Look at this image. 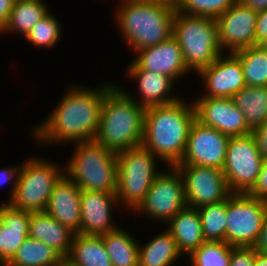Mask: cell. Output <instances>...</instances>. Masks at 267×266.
I'll use <instances>...</instances> for the list:
<instances>
[{
  "label": "cell",
  "mask_w": 267,
  "mask_h": 266,
  "mask_svg": "<svg viewBox=\"0 0 267 266\" xmlns=\"http://www.w3.org/2000/svg\"><path fill=\"white\" fill-rule=\"evenodd\" d=\"M105 82L98 88L68 86L51 114L31 130L37 145L76 144L95 139L105 94L115 85Z\"/></svg>",
  "instance_id": "obj_1"
},
{
  "label": "cell",
  "mask_w": 267,
  "mask_h": 266,
  "mask_svg": "<svg viewBox=\"0 0 267 266\" xmlns=\"http://www.w3.org/2000/svg\"><path fill=\"white\" fill-rule=\"evenodd\" d=\"M177 101L145 109L141 146L154 154L165 166L182 160L190 128L196 119L193 102Z\"/></svg>",
  "instance_id": "obj_2"
},
{
  "label": "cell",
  "mask_w": 267,
  "mask_h": 266,
  "mask_svg": "<svg viewBox=\"0 0 267 266\" xmlns=\"http://www.w3.org/2000/svg\"><path fill=\"white\" fill-rule=\"evenodd\" d=\"M145 108L116 84L105 94L95 140L114 153L141 146Z\"/></svg>",
  "instance_id": "obj_3"
},
{
  "label": "cell",
  "mask_w": 267,
  "mask_h": 266,
  "mask_svg": "<svg viewBox=\"0 0 267 266\" xmlns=\"http://www.w3.org/2000/svg\"><path fill=\"white\" fill-rule=\"evenodd\" d=\"M115 21L132 52L164 42L172 35L176 8L161 2L121 0Z\"/></svg>",
  "instance_id": "obj_4"
},
{
  "label": "cell",
  "mask_w": 267,
  "mask_h": 266,
  "mask_svg": "<svg viewBox=\"0 0 267 266\" xmlns=\"http://www.w3.org/2000/svg\"><path fill=\"white\" fill-rule=\"evenodd\" d=\"M64 175L81 190L117 193V154L93 140L74 144Z\"/></svg>",
  "instance_id": "obj_5"
},
{
  "label": "cell",
  "mask_w": 267,
  "mask_h": 266,
  "mask_svg": "<svg viewBox=\"0 0 267 266\" xmlns=\"http://www.w3.org/2000/svg\"><path fill=\"white\" fill-rule=\"evenodd\" d=\"M172 36L180 45L188 70L198 73L222 53L216 19L175 11Z\"/></svg>",
  "instance_id": "obj_6"
},
{
  "label": "cell",
  "mask_w": 267,
  "mask_h": 266,
  "mask_svg": "<svg viewBox=\"0 0 267 266\" xmlns=\"http://www.w3.org/2000/svg\"><path fill=\"white\" fill-rule=\"evenodd\" d=\"M156 156L143 146L117 153V193L119 205L133 212L143 201L161 172Z\"/></svg>",
  "instance_id": "obj_7"
},
{
  "label": "cell",
  "mask_w": 267,
  "mask_h": 266,
  "mask_svg": "<svg viewBox=\"0 0 267 266\" xmlns=\"http://www.w3.org/2000/svg\"><path fill=\"white\" fill-rule=\"evenodd\" d=\"M57 164L35 156L22 163L17 187L9 204L24 211H45L54 185L64 175V165Z\"/></svg>",
  "instance_id": "obj_8"
},
{
  "label": "cell",
  "mask_w": 267,
  "mask_h": 266,
  "mask_svg": "<svg viewBox=\"0 0 267 266\" xmlns=\"http://www.w3.org/2000/svg\"><path fill=\"white\" fill-rule=\"evenodd\" d=\"M267 214L265 200L248 193H232L227 199L226 243L254 247Z\"/></svg>",
  "instance_id": "obj_9"
},
{
  "label": "cell",
  "mask_w": 267,
  "mask_h": 266,
  "mask_svg": "<svg viewBox=\"0 0 267 266\" xmlns=\"http://www.w3.org/2000/svg\"><path fill=\"white\" fill-rule=\"evenodd\" d=\"M186 206L183 177L176 166H168V170L157 175L143 201L133 212H141L156 222L167 223Z\"/></svg>",
  "instance_id": "obj_10"
},
{
  "label": "cell",
  "mask_w": 267,
  "mask_h": 266,
  "mask_svg": "<svg viewBox=\"0 0 267 266\" xmlns=\"http://www.w3.org/2000/svg\"><path fill=\"white\" fill-rule=\"evenodd\" d=\"M263 158L252 133L230 137L222 172L232 193H248L255 185Z\"/></svg>",
  "instance_id": "obj_11"
},
{
  "label": "cell",
  "mask_w": 267,
  "mask_h": 266,
  "mask_svg": "<svg viewBox=\"0 0 267 266\" xmlns=\"http://www.w3.org/2000/svg\"><path fill=\"white\" fill-rule=\"evenodd\" d=\"M184 181L187 206L199 208L224 201L232 194L221 169L176 165Z\"/></svg>",
  "instance_id": "obj_12"
},
{
  "label": "cell",
  "mask_w": 267,
  "mask_h": 266,
  "mask_svg": "<svg viewBox=\"0 0 267 266\" xmlns=\"http://www.w3.org/2000/svg\"><path fill=\"white\" fill-rule=\"evenodd\" d=\"M230 137L194 120L185 154L177 165H199L223 169Z\"/></svg>",
  "instance_id": "obj_13"
},
{
  "label": "cell",
  "mask_w": 267,
  "mask_h": 266,
  "mask_svg": "<svg viewBox=\"0 0 267 266\" xmlns=\"http://www.w3.org/2000/svg\"><path fill=\"white\" fill-rule=\"evenodd\" d=\"M257 14L250 7L236 1L216 19L218 40L223 53H234L255 46Z\"/></svg>",
  "instance_id": "obj_14"
},
{
  "label": "cell",
  "mask_w": 267,
  "mask_h": 266,
  "mask_svg": "<svg viewBox=\"0 0 267 266\" xmlns=\"http://www.w3.org/2000/svg\"><path fill=\"white\" fill-rule=\"evenodd\" d=\"M195 99L193 105L196 120L202 125L213 127L229 137L252 132L242 111L236 107L232 98Z\"/></svg>",
  "instance_id": "obj_15"
},
{
  "label": "cell",
  "mask_w": 267,
  "mask_h": 266,
  "mask_svg": "<svg viewBox=\"0 0 267 266\" xmlns=\"http://www.w3.org/2000/svg\"><path fill=\"white\" fill-rule=\"evenodd\" d=\"M197 74L203 80L206 91L199 98H232L246 86L241 62L234 53H222Z\"/></svg>",
  "instance_id": "obj_16"
},
{
  "label": "cell",
  "mask_w": 267,
  "mask_h": 266,
  "mask_svg": "<svg viewBox=\"0 0 267 266\" xmlns=\"http://www.w3.org/2000/svg\"><path fill=\"white\" fill-rule=\"evenodd\" d=\"M133 63L139 68L163 74L174 81L188 75L183 54L177 40L171 35L164 42L136 51Z\"/></svg>",
  "instance_id": "obj_17"
},
{
  "label": "cell",
  "mask_w": 267,
  "mask_h": 266,
  "mask_svg": "<svg viewBox=\"0 0 267 266\" xmlns=\"http://www.w3.org/2000/svg\"><path fill=\"white\" fill-rule=\"evenodd\" d=\"M80 205V234L101 236L119 227L112 218L115 206L120 207L116 194L82 190Z\"/></svg>",
  "instance_id": "obj_18"
},
{
  "label": "cell",
  "mask_w": 267,
  "mask_h": 266,
  "mask_svg": "<svg viewBox=\"0 0 267 266\" xmlns=\"http://www.w3.org/2000/svg\"><path fill=\"white\" fill-rule=\"evenodd\" d=\"M127 67L126 77L137 83L139 94L134 97L128 90L125 92L143 108L170 104L180 99L179 96H174L171 93L176 83L172 78L149 70L139 69L133 62Z\"/></svg>",
  "instance_id": "obj_19"
},
{
  "label": "cell",
  "mask_w": 267,
  "mask_h": 266,
  "mask_svg": "<svg viewBox=\"0 0 267 266\" xmlns=\"http://www.w3.org/2000/svg\"><path fill=\"white\" fill-rule=\"evenodd\" d=\"M82 190L65 175L54 185L46 212L74 234L81 231Z\"/></svg>",
  "instance_id": "obj_20"
},
{
  "label": "cell",
  "mask_w": 267,
  "mask_h": 266,
  "mask_svg": "<svg viewBox=\"0 0 267 266\" xmlns=\"http://www.w3.org/2000/svg\"><path fill=\"white\" fill-rule=\"evenodd\" d=\"M0 204V264H8L19 246L29 237L30 211L9 203Z\"/></svg>",
  "instance_id": "obj_21"
},
{
  "label": "cell",
  "mask_w": 267,
  "mask_h": 266,
  "mask_svg": "<svg viewBox=\"0 0 267 266\" xmlns=\"http://www.w3.org/2000/svg\"><path fill=\"white\" fill-rule=\"evenodd\" d=\"M28 233L30 238L49 245L63 258L69 256L74 233L46 211L31 212Z\"/></svg>",
  "instance_id": "obj_22"
},
{
  "label": "cell",
  "mask_w": 267,
  "mask_h": 266,
  "mask_svg": "<svg viewBox=\"0 0 267 266\" xmlns=\"http://www.w3.org/2000/svg\"><path fill=\"white\" fill-rule=\"evenodd\" d=\"M166 225L183 256L186 254L187 257L206 241L197 208L190 206L182 208Z\"/></svg>",
  "instance_id": "obj_23"
},
{
  "label": "cell",
  "mask_w": 267,
  "mask_h": 266,
  "mask_svg": "<svg viewBox=\"0 0 267 266\" xmlns=\"http://www.w3.org/2000/svg\"><path fill=\"white\" fill-rule=\"evenodd\" d=\"M142 245L139 243V266H173L183 256L167 229Z\"/></svg>",
  "instance_id": "obj_24"
},
{
  "label": "cell",
  "mask_w": 267,
  "mask_h": 266,
  "mask_svg": "<svg viewBox=\"0 0 267 266\" xmlns=\"http://www.w3.org/2000/svg\"><path fill=\"white\" fill-rule=\"evenodd\" d=\"M50 11L43 0H15L7 24L0 34H20L24 38L33 26Z\"/></svg>",
  "instance_id": "obj_25"
},
{
  "label": "cell",
  "mask_w": 267,
  "mask_h": 266,
  "mask_svg": "<svg viewBox=\"0 0 267 266\" xmlns=\"http://www.w3.org/2000/svg\"><path fill=\"white\" fill-rule=\"evenodd\" d=\"M67 259L74 266H112L101 236L74 234Z\"/></svg>",
  "instance_id": "obj_26"
},
{
  "label": "cell",
  "mask_w": 267,
  "mask_h": 266,
  "mask_svg": "<svg viewBox=\"0 0 267 266\" xmlns=\"http://www.w3.org/2000/svg\"><path fill=\"white\" fill-rule=\"evenodd\" d=\"M101 237L112 266H139V241L127 230L117 227Z\"/></svg>",
  "instance_id": "obj_27"
},
{
  "label": "cell",
  "mask_w": 267,
  "mask_h": 266,
  "mask_svg": "<svg viewBox=\"0 0 267 266\" xmlns=\"http://www.w3.org/2000/svg\"><path fill=\"white\" fill-rule=\"evenodd\" d=\"M232 99L251 130L267 120V86H245Z\"/></svg>",
  "instance_id": "obj_28"
},
{
  "label": "cell",
  "mask_w": 267,
  "mask_h": 266,
  "mask_svg": "<svg viewBox=\"0 0 267 266\" xmlns=\"http://www.w3.org/2000/svg\"><path fill=\"white\" fill-rule=\"evenodd\" d=\"M63 257L44 242L27 237L9 266H55Z\"/></svg>",
  "instance_id": "obj_29"
},
{
  "label": "cell",
  "mask_w": 267,
  "mask_h": 266,
  "mask_svg": "<svg viewBox=\"0 0 267 266\" xmlns=\"http://www.w3.org/2000/svg\"><path fill=\"white\" fill-rule=\"evenodd\" d=\"M234 54L239 58L246 86H267V51L259 45L241 49Z\"/></svg>",
  "instance_id": "obj_30"
},
{
  "label": "cell",
  "mask_w": 267,
  "mask_h": 266,
  "mask_svg": "<svg viewBox=\"0 0 267 266\" xmlns=\"http://www.w3.org/2000/svg\"><path fill=\"white\" fill-rule=\"evenodd\" d=\"M197 209L205 240L226 242L227 199Z\"/></svg>",
  "instance_id": "obj_31"
},
{
  "label": "cell",
  "mask_w": 267,
  "mask_h": 266,
  "mask_svg": "<svg viewBox=\"0 0 267 266\" xmlns=\"http://www.w3.org/2000/svg\"><path fill=\"white\" fill-rule=\"evenodd\" d=\"M233 246L225 241H205L188 256L192 266H229Z\"/></svg>",
  "instance_id": "obj_32"
},
{
  "label": "cell",
  "mask_w": 267,
  "mask_h": 266,
  "mask_svg": "<svg viewBox=\"0 0 267 266\" xmlns=\"http://www.w3.org/2000/svg\"><path fill=\"white\" fill-rule=\"evenodd\" d=\"M52 12H48L44 18L37 22L25 39L32 43L35 48L52 49L59 39H61L62 28L61 23Z\"/></svg>",
  "instance_id": "obj_33"
},
{
  "label": "cell",
  "mask_w": 267,
  "mask_h": 266,
  "mask_svg": "<svg viewBox=\"0 0 267 266\" xmlns=\"http://www.w3.org/2000/svg\"><path fill=\"white\" fill-rule=\"evenodd\" d=\"M238 0H180L176 11L186 15L217 19Z\"/></svg>",
  "instance_id": "obj_34"
},
{
  "label": "cell",
  "mask_w": 267,
  "mask_h": 266,
  "mask_svg": "<svg viewBox=\"0 0 267 266\" xmlns=\"http://www.w3.org/2000/svg\"><path fill=\"white\" fill-rule=\"evenodd\" d=\"M254 247H233L229 266H254Z\"/></svg>",
  "instance_id": "obj_35"
},
{
  "label": "cell",
  "mask_w": 267,
  "mask_h": 266,
  "mask_svg": "<svg viewBox=\"0 0 267 266\" xmlns=\"http://www.w3.org/2000/svg\"><path fill=\"white\" fill-rule=\"evenodd\" d=\"M248 194L253 198L267 199V159L263 160L257 181Z\"/></svg>",
  "instance_id": "obj_36"
},
{
  "label": "cell",
  "mask_w": 267,
  "mask_h": 266,
  "mask_svg": "<svg viewBox=\"0 0 267 266\" xmlns=\"http://www.w3.org/2000/svg\"><path fill=\"white\" fill-rule=\"evenodd\" d=\"M21 168H22V164L21 166H16V167L9 166V168H3L0 170V186L6 185L7 183L14 181L13 183L11 182L10 184L12 185L10 188L11 192L9 194L10 198L5 203H9L14 196Z\"/></svg>",
  "instance_id": "obj_37"
},
{
  "label": "cell",
  "mask_w": 267,
  "mask_h": 266,
  "mask_svg": "<svg viewBox=\"0 0 267 266\" xmlns=\"http://www.w3.org/2000/svg\"><path fill=\"white\" fill-rule=\"evenodd\" d=\"M263 160L267 159V120L251 132Z\"/></svg>",
  "instance_id": "obj_38"
},
{
  "label": "cell",
  "mask_w": 267,
  "mask_h": 266,
  "mask_svg": "<svg viewBox=\"0 0 267 266\" xmlns=\"http://www.w3.org/2000/svg\"><path fill=\"white\" fill-rule=\"evenodd\" d=\"M265 38H267V9L257 14L255 45H259Z\"/></svg>",
  "instance_id": "obj_39"
},
{
  "label": "cell",
  "mask_w": 267,
  "mask_h": 266,
  "mask_svg": "<svg viewBox=\"0 0 267 266\" xmlns=\"http://www.w3.org/2000/svg\"><path fill=\"white\" fill-rule=\"evenodd\" d=\"M15 0H0V31L7 24Z\"/></svg>",
  "instance_id": "obj_40"
},
{
  "label": "cell",
  "mask_w": 267,
  "mask_h": 266,
  "mask_svg": "<svg viewBox=\"0 0 267 266\" xmlns=\"http://www.w3.org/2000/svg\"><path fill=\"white\" fill-rule=\"evenodd\" d=\"M254 249L258 252H267V214L259 238L254 245Z\"/></svg>",
  "instance_id": "obj_41"
},
{
  "label": "cell",
  "mask_w": 267,
  "mask_h": 266,
  "mask_svg": "<svg viewBox=\"0 0 267 266\" xmlns=\"http://www.w3.org/2000/svg\"><path fill=\"white\" fill-rule=\"evenodd\" d=\"M242 5L250 7L256 12L267 9V0H238Z\"/></svg>",
  "instance_id": "obj_42"
},
{
  "label": "cell",
  "mask_w": 267,
  "mask_h": 266,
  "mask_svg": "<svg viewBox=\"0 0 267 266\" xmlns=\"http://www.w3.org/2000/svg\"><path fill=\"white\" fill-rule=\"evenodd\" d=\"M254 266H267V252L255 250Z\"/></svg>",
  "instance_id": "obj_43"
},
{
  "label": "cell",
  "mask_w": 267,
  "mask_h": 266,
  "mask_svg": "<svg viewBox=\"0 0 267 266\" xmlns=\"http://www.w3.org/2000/svg\"><path fill=\"white\" fill-rule=\"evenodd\" d=\"M145 1L161 2V3L171 5L175 8L178 6V4L180 2V0H145Z\"/></svg>",
  "instance_id": "obj_44"
},
{
  "label": "cell",
  "mask_w": 267,
  "mask_h": 266,
  "mask_svg": "<svg viewBox=\"0 0 267 266\" xmlns=\"http://www.w3.org/2000/svg\"><path fill=\"white\" fill-rule=\"evenodd\" d=\"M55 266H74L67 258H63L59 263Z\"/></svg>",
  "instance_id": "obj_45"
},
{
  "label": "cell",
  "mask_w": 267,
  "mask_h": 266,
  "mask_svg": "<svg viewBox=\"0 0 267 266\" xmlns=\"http://www.w3.org/2000/svg\"><path fill=\"white\" fill-rule=\"evenodd\" d=\"M259 46H260L262 49H264V50L267 51V38H265V39L259 44Z\"/></svg>",
  "instance_id": "obj_46"
},
{
  "label": "cell",
  "mask_w": 267,
  "mask_h": 266,
  "mask_svg": "<svg viewBox=\"0 0 267 266\" xmlns=\"http://www.w3.org/2000/svg\"><path fill=\"white\" fill-rule=\"evenodd\" d=\"M0 266H9L8 264H0Z\"/></svg>",
  "instance_id": "obj_47"
}]
</instances>
